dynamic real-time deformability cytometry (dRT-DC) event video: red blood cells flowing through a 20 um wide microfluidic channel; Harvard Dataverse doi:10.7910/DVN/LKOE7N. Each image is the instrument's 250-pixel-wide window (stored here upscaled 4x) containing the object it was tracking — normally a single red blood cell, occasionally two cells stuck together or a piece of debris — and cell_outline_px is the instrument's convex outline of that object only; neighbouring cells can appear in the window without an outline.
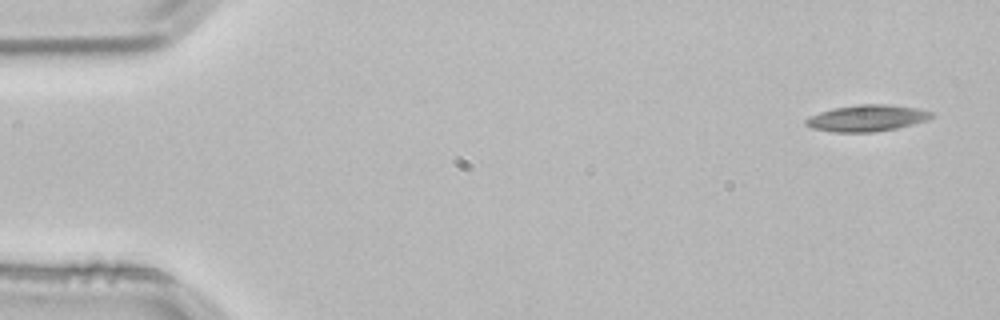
{"species": "common noctule bat (a hibernating species)", "species_latin": "Nyctalus noctula", "temperature_condition": "room temperature", "stored_images_in_passage": 4, "camera_frame_rate_fps": 3000, "um_per_image_px": 0.085, "animal": {"sex": "male", "body_mass_g": 21.5, "forearm_length_mm": 52.0}, "frame": {"image": 1, "passage_image": 1, "time_ms": 0.0, "image_size_px": [1000, 320], "cell_outline_px": [[932, 116], [928, 120], [896, 128], [872, 132], [832, 132], [812, 128], [804, 124], [804, 120], [808, 116], [820, 112], [836, 108], [860, 104], [888, 104], [916, 108], [932, 112]], "centroid_in_image_um": [73.65, 10.04], "position_along_channel_um": 11.3, "area_um2": 19.25}}
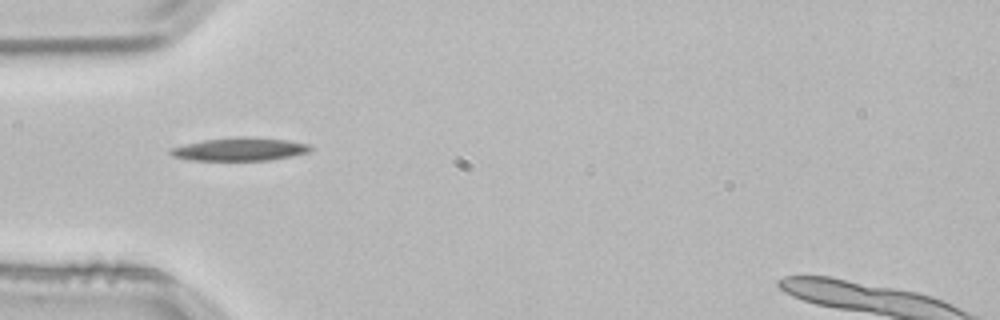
{"frame": {"image": 2, "passage_image": 4, "time_ms": 1.0, "image_size_px": [1000, 320], "cell_outline_px": [[316, 148], [308, 152], [292, 156], [268, 160], [192, 160], [172, 156], [168, 152], [172, 148], [184, 144], [204, 140], [236, 136], [252, 136], [288, 140], [312, 144]], "centroid_in_image_um": [20.46, 12.66], "position_along_channel_um": 64.5, "area_um2": 19.13}}